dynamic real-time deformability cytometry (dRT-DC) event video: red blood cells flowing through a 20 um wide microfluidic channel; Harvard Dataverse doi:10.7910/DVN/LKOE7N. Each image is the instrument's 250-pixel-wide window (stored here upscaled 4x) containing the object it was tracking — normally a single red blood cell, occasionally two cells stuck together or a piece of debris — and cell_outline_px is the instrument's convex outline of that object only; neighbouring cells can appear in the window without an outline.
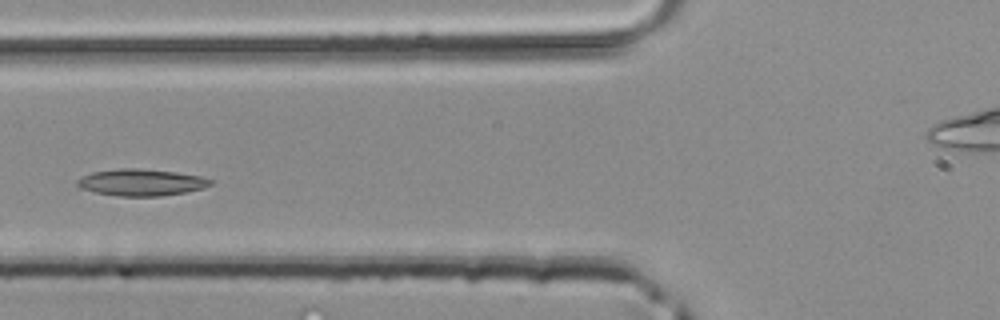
{"species": "common noctule bat (a hibernating species)", "species_latin": "Nyctalus noctula", "temperature_condition": "room temperature", "stored_images_in_passage": 34, "segment_of_instrument_passage": [1, 2], "camera_frame_rate_fps": 3000, "um_per_image_px": 0.085, "animal": {"sex": "male", "body_mass_g": 20.4}, "frame": {"image": 1, "passage_image": 6, "time_ms": 1.667, "image_size_px": [1000, 320], "cell_outline_px": [[216, 180], [212, 184], [204, 188], [184, 192], [160, 196], [120, 196], [96, 192], [80, 188], [76, 184], [76, 180], [92, 172], [120, 168], [140, 168], [176, 172], [200, 176]], "centroid_in_image_um": [12.04, 15.49], "position_along_channel_um": 113.8, "area_um2": 20.75}}
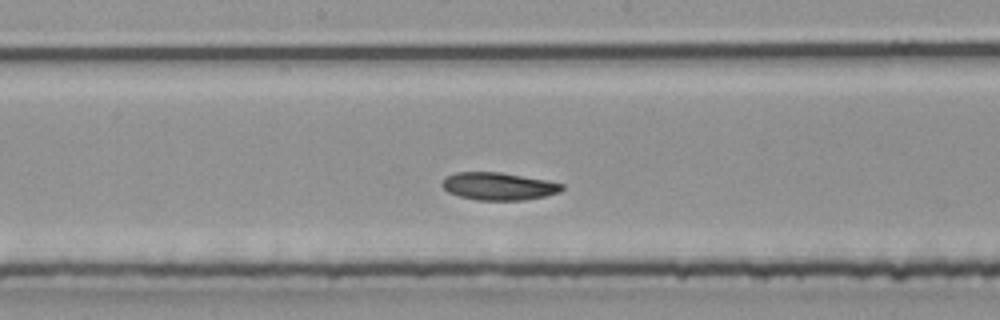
{"frame": {"image": 2, "passage_image": 12, "time_ms": 3.667, "image_size_px": [1000, 320], "cell_outline_px": [[564, 188], [560, 192], [544, 196], [524, 200], [476, 200], [460, 196], [448, 192], [440, 184], [444, 176], [456, 172], [500, 172], [544, 180], [564, 184]], "centroid_in_image_um": [42.33, 15.83], "position_along_channel_um": 205.9, "area_um2": 19.25}}
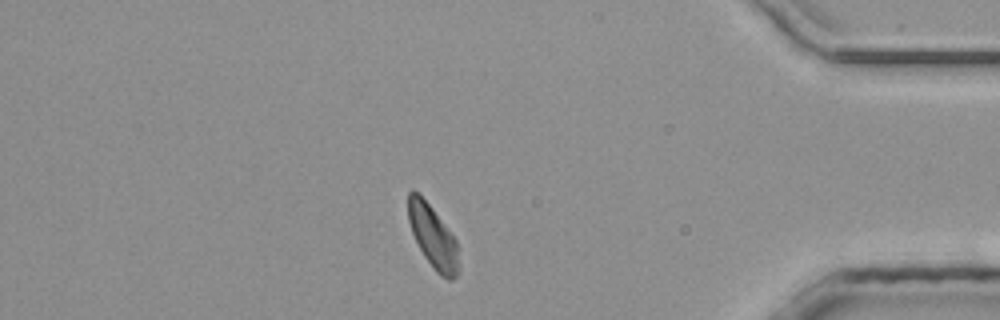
{"frame": {"image": 3, "passage_image": 27, "time_ms": 8.667, "image_size_px": [1000, 320], "cell_outline_px": [[460, 272], [452, 280], [448, 280], [440, 276], [436, 272], [424, 256], [412, 232], [408, 220], [408, 192], [412, 188], [432, 208], [456, 240], [460, 268]], "centroid_in_image_um": [36.82, 20.18], "position_along_channel_um": 398.4, "area_um2": 18.32}}